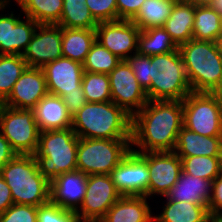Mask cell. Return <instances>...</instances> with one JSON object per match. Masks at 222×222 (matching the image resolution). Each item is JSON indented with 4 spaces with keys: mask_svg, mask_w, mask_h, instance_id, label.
<instances>
[{
    "mask_svg": "<svg viewBox=\"0 0 222 222\" xmlns=\"http://www.w3.org/2000/svg\"><path fill=\"white\" fill-rule=\"evenodd\" d=\"M183 127L182 101L149 100L132 117L131 149L136 153L174 151Z\"/></svg>",
    "mask_w": 222,
    "mask_h": 222,
    "instance_id": "1",
    "label": "cell"
},
{
    "mask_svg": "<svg viewBox=\"0 0 222 222\" xmlns=\"http://www.w3.org/2000/svg\"><path fill=\"white\" fill-rule=\"evenodd\" d=\"M79 138L131 139L132 116L113 101L87 102L72 116Z\"/></svg>",
    "mask_w": 222,
    "mask_h": 222,
    "instance_id": "2",
    "label": "cell"
},
{
    "mask_svg": "<svg viewBox=\"0 0 222 222\" xmlns=\"http://www.w3.org/2000/svg\"><path fill=\"white\" fill-rule=\"evenodd\" d=\"M0 175L10 187L14 204L38 207L50 201V181L38 171L33 155L17 154Z\"/></svg>",
    "mask_w": 222,
    "mask_h": 222,
    "instance_id": "3",
    "label": "cell"
},
{
    "mask_svg": "<svg viewBox=\"0 0 222 222\" xmlns=\"http://www.w3.org/2000/svg\"><path fill=\"white\" fill-rule=\"evenodd\" d=\"M79 137L72 128L41 131L33 154L38 171L50 182L63 173L77 170Z\"/></svg>",
    "mask_w": 222,
    "mask_h": 222,
    "instance_id": "4",
    "label": "cell"
},
{
    "mask_svg": "<svg viewBox=\"0 0 222 222\" xmlns=\"http://www.w3.org/2000/svg\"><path fill=\"white\" fill-rule=\"evenodd\" d=\"M178 49L192 92L211 93L222 75V54L218 42L191 39Z\"/></svg>",
    "mask_w": 222,
    "mask_h": 222,
    "instance_id": "5",
    "label": "cell"
},
{
    "mask_svg": "<svg viewBox=\"0 0 222 222\" xmlns=\"http://www.w3.org/2000/svg\"><path fill=\"white\" fill-rule=\"evenodd\" d=\"M150 100L183 101L192 92L181 53L151 56Z\"/></svg>",
    "mask_w": 222,
    "mask_h": 222,
    "instance_id": "6",
    "label": "cell"
},
{
    "mask_svg": "<svg viewBox=\"0 0 222 222\" xmlns=\"http://www.w3.org/2000/svg\"><path fill=\"white\" fill-rule=\"evenodd\" d=\"M131 149V139L79 138L77 170L87 176L110 175Z\"/></svg>",
    "mask_w": 222,
    "mask_h": 222,
    "instance_id": "7",
    "label": "cell"
},
{
    "mask_svg": "<svg viewBox=\"0 0 222 222\" xmlns=\"http://www.w3.org/2000/svg\"><path fill=\"white\" fill-rule=\"evenodd\" d=\"M182 106L185 128L202 136H222V103L212 93L191 92Z\"/></svg>",
    "mask_w": 222,
    "mask_h": 222,
    "instance_id": "8",
    "label": "cell"
},
{
    "mask_svg": "<svg viewBox=\"0 0 222 222\" xmlns=\"http://www.w3.org/2000/svg\"><path fill=\"white\" fill-rule=\"evenodd\" d=\"M0 132L17 154L33 155L36 152L40 131L33 109H15L1 104Z\"/></svg>",
    "mask_w": 222,
    "mask_h": 222,
    "instance_id": "9",
    "label": "cell"
},
{
    "mask_svg": "<svg viewBox=\"0 0 222 222\" xmlns=\"http://www.w3.org/2000/svg\"><path fill=\"white\" fill-rule=\"evenodd\" d=\"M120 197L110 175H88L86 193L76 213L84 222H99Z\"/></svg>",
    "mask_w": 222,
    "mask_h": 222,
    "instance_id": "10",
    "label": "cell"
},
{
    "mask_svg": "<svg viewBox=\"0 0 222 222\" xmlns=\"http://www.w3.org/2000/svg\"><path fill=\"white\" fill-rule=\"evenodd\" d=\"M110 176L121 196L148 197L149 170L147 152L136 153L132 150L111 171Z\"/></svg>",
    "mask_w": 222,
    "mask_h": 222,
    "instance_id": "11",
    "label": "cell"
},
{
    "mask_svg": "<svg viewBox=\"0 0 222 222\" xmlns=\"http://www.w3.org/2000/svg\"><path fill=\"white\" fill-rule=\"evenodd\" d=\"M110 79L111 101L124 109L132 117L149 101L126 60L108 74Z\"/></svg>",
    "mask_w": 222,
    "mask_h": 222,
    "instance_id": "12",
    "label": "cell"
},
{
    "mask_svg": "<svg viewBox=\"0 0 222 222\" xmlns=\"http://www.w3.org/2000/svg\"><path fill=\"white\" fill-rule=\"evenodd\" d=\"M140 29L131 20L99 22L95 28L96 41L121 60L137 53Z\"/></svg>",
    "mask_w": 222,
    "mask_h": 222,
    "instance_id": "13",
    "label": "cell"
},
{
    "mask_svg": "<svg viewBox=\"0 0 222 222\" xmlns=\"http://www.w3.org/2000/svg\"><path fill=\"white\" fill-rule=\"evenodd\" d=\"M22 56L28 67L37 68H43L51 61L63 57L62 27L57 24H39Z\"/></svg>",
    "mask_w": 222,
    "mask_h": 222,
    "instance_id": "14",
    "label": "cell"
},
{
    "mask_svg": "<svg viewBox=\"0 0 222 222\" xmlns=\"http://www.w3.org/2000/svg\"><path fill=\"white\" fill-rule=\"evenodd\" d=\"M149 170V198L154 194L165 196L182 172L181 158L174 151L147 152Z\"/></svg>",
    "mask_w": 222,
    "mask_h": 222,
    "instance_id": "15",
    "label": "cell"
},
{
    "mask_svg": "<svg viewBox=\"0 0 222 222\" xmlns=\"http://www.w3.org/2000/svg\"><path fill=\"white\" fill-rule=\"evenodd\" d=\"M8 2L10 0H1L0 10L5 9ZM19 18L13 12L9 16L0 15V54L23 55L26 51L39 24L29 17L26 21Z\"/></svg>",
    "mask_w": 222,
    "mask_h": 222,
    "instance_id": "16",
    "label": "cell"
},
{
    "mask_svg": "<svg viewBox=\"0 0 222 222\" xmlns=\"http://www.w3.org/2000/svg\"><path fill=\"white\" fill-rule=\"evenodd\" d=\"M47 94L43 69L27 67L13 85L10 95L1 104L15 109H33Z\"/></svg>",
    "mask_w": 222,
    "mask_h": 222,
    "instance_id": "17",
    "label": "cell"
},
{
    "mask_svg": "<svg viewBox=\"0 0 222 222\" xmlns=\"http://www.w3.org/2000/svg\"><path fill=\"white\" fill-rule=\"evenodd\" d=\"M42 69L49 94L61 97L63 94L79 92L84 73L81 63L61 57L46 64Z\"/></svg>",
    "mask_w": 222,
    "mask_h": 222,
    "instance_id": "18",
    "label": "cell"
},
{
    "mask_svg": "<svg viewBox=\"0 0 222 222\" xmlns=\"http://www.w3.org/2000/svg\"><path fill=\"white\" fill-rule=\"evenodd\" d=\"M87 178L79 170L63 173L50 182V200L61 208L78 211L86 193Z\"/></svg>",
    "mask_w": 222,
    "mask_h": 222,
    "instance_id": "19",
    "label": "cell"
},
{
    "mask_svg": "<svg viewBox=\"0 0 222 222\" xmlns=\"http://www.w3.org/2000/svg\"><path fill=\"white\" fill-rule=\"evenodd\" d=\"M33 111L40 132L72 128V116L60 96L48 93Z\"/></svg>",
    "mask_w": 222,
    "mask_h": 222,
    "instance_id": "20",
    "label": "cell"
},
{
    "mask_svg": "<svg viewBox=\"0 0 222 222\" xmlns=\"http://www.w3.org/2000/svg\"><path fill=\"white\" fill-rule=\"evenodd\" d=\"M212 196V182L181 172L179 179L165 195L171 201L191 202L209 207Z\"/></svg>",
    "mask_w": 222,
    "mask_h": 222,
    "instance_id": "21",
    "label": "cell"
},
{
    "mask_svg": "<svg viewBox=\"0 0 222 222\" xmlns=\"http://www.w3.org/2000/svg\"><path fill=\"white\" fill-rule=\"evenodd\" d=\"M174 152L179 157H222V136H202L183 126L178 134Z\"/></svg>",
    "mask_w": 222,
    "mask_h": 222,
    "instance_id": "22",
    "label": "cell"
},
{
    "mask_svg": "<svg viewBox=\"0 0 222 222\" xmlns=\"http://www.w3.org/2000/svg\"><path fill=\"white\" fill-rule=\"evenodd\" d=\"M146 196H121L99 222H154Z\"/></svg>",
    "mask_w": 222,
    "mask_h": 222,
    "instance_id": "23",
    "label": "cell"
},
{
    "mask_svg": "<svg viewBox=\"0 0 222 222\" xmlns=\"http://www.w3.org/2000/svg\"><path fill=\"white\" fill-rule=\"evenodd\" d=\"M195 6L183 0H177L163 28L179 47L193 39Z\"/></svg>",
    "mask_w": 222,
    "mask_h": 222,
    "instance_id": "24",
    "label": "cell"
},
{
    "mask_svg": "<svg viewBox=\"0 0 222 222\" xmlns=\"http://www.w3.org/2000/svg\"><path fill=\"white\" fill-rule=\"evenodd\" d=\"M95 40V29L62 27V55L83 64Z\"/></svg>",
    "mask_w": 222,
    "mask_h": 222,
    "instance_id": "25",
    "label": "cell"
},
{
    "mask_svg": "<svg viewBox=\"0 0 222 222\" xmlns=\"http://www.w3.org/2000/svg\"><path fill=\"white\" fill-rule=\"evenodd\" d=\"M154 222H212V219L205 206L167 198L163 212L154 216Z\"/></svg>",
    "mask_w": 222,
    "mask_h": 222,
    "instance_id": "26",
    "label": "cell"
},
{
    "mask_svg": "<svg viewBox=\"0 0 222 222\" xmlns=\"http://www.w3.org/2000/svg\"><path fill=\"white\" fill-rule=\"evenodd\" d=\"M178 48L163 27L144 29L139 33L137 53L140 55L154 56L171 53Z\"/></svg>",
    "mask_w": 222,
    "mask_h": 222,
    "instance_id": "27",
    "label": "cell"
},
{
    "mask_svg": "<svg viewBox=\"0 0 222 222\" xmlns=\"http://www.w3.org/2000/svg\"><path fill=\"white\" fill-rule=\"evenodd\" d=\"M177 0H145L131 20L140 30L163 27Z\"/></svg>",
    "mask_w": 222,
    "mask_h": 222,
    "instance_id": "28",
    "label": "cell"
},
{
    "mask_svg": "<svg viewBox=\"0 0 222 222\" xmlns=\"http://www.w3.org/2000/svg\"><path fill=\"white\" fill-rule=\"evenodd\" d=\"M222 17L211 6L195 7L193 39L218 42Z\"/></svg>",
    "mask_w": 222,
    "mask_h": 222,
    "instance_id": "29",
    "label": "cell"
},
{
    "mask_svg": "<svg viewBox=\"0 0 222 222\" xmlns=\"http://www.w3.org/2000/svg\"><path fill=\"white\" fill-rule=\"evenodd\" d=\"M26 17L38 24H58L62 15L63 0H15Z\"/></svg>",
    "mask_w": 222,
    "mask_h": 222,
    "instance_id": "30",
    "label": "cell"
},
{
    "mask_svg": "<svg viewBox=\"0 0 222 222\" xmlns=\"http://www.w3.org/2000/svg\"><path fill=\"white\" fill-rule=\"evenodd\" d=\"M86 0H63V9L57 25L65 28L95 29L98 22L91 15Z\"/></svg>",
    "mask_w": 222,
    "mask_h": 222,
    "instance_id": "31",
    "label": "cell"
},
{
    "mask_svg": "<svg viewBox=\"0 0 222 222\" xmlns=\"http://www.w3.org/2000/svg\"><path fill=\"white\" fill-rule=\"evenodd\" d=\"M27 67L22 55L0 54V103L10 95L13 85Z\"/></svg>",
    "mask_w": 222,
    "mask_h": 222,
    "instance_id": "32",
    "label": "cell"
},
{
    "mask_svg": "<svg viewBox=\"0 0 222 222\" xmlns=\"http://www.w3.org/2000/svg\"><path fill=\"white\" fill-rule=\"evenodd\" d=\"M182 171L199 178L213 181L222 172V157H180Z\"/></svg>",
    "mask_w": 222,
    "mask_h": 222,
    "instance_id": "33",
    "label": "cell"
},
{
    "mask_svg": "<svg viewBox=\"0 0 222 222\" xmlns=\"http://www.w3.org/2000/svg\"><path fill=\"white\" fill-rule=\"evenodd\" d=\"M120 62L121 59L95 40L82 65L84 71L109 74Z\"/></svg>",
    "mask_w": 222,
    "mask_h": 222,
    "instance_id": "34",
    "label": "cell"
},
{
    "mask_svg": "<svg viewBox=\"0 0 222 222\" xmlns=\"http://www.w3.org/2000/svg\"><path fill=\"white\" fill-rule=\"evenodd\" d=\"M87 102L111 101L109 75L84 71L81 81Z\"/></svg>",
    "mask_w": 222,
    "mask_h": 222,
    "instance_id": "35",
    "label": "cell"
},
{
    "mask_svg": "<svg viewBox=\"0 0 222 222\" xmlns=\"http://www.w3.org/2000/svg\"><path fill=\"white\" fill-rule=\"evenodd\" d=\"M126 61L130 65L132 72L134 73L140 86L144 89L147 94L148 100H150V67H151V56L140 55L135 53L130 55Z\"/></svg>",
    "mask_w": 222,
    "mask_h": 222,
    "instance_id": "36",
    "label": "cell"
},
{
    "mask_svg": "<svg viewBox=\"0 0 222 222\" xmlns=\"http://www.w3.org/2000/svg\"><path fill=\"white\" fill-rule=\"evenodd\" d=\"M85 3L98 23L117 21L116 0H86Z\"/></svg>",
    "mask_w": 222,
    "mask_h": 222,
    "instance_id": "37",
    "label": "cell"
},
{
    "mask_svg": "<svg viewBox=\"0 0 222 222\" xmlns=\"http://www.w3.org/2000/svg\"><path fill=\"white\" fill-rule=\"evenodd\" d=\"M37 206L13 204L0 214V222H37Z\"/></svg>",
    "mask_w": 222,
    "mask_h": 222,
    "instance_id": "38",
    "label": "cell"
},
{
    "mask_svg": "<svg viewBox=\"0 0 222 222\" xmlns=\"http://www.w3.org/2000/svg\"><path fill=\"white\" fill-rule=\"evenodd\" d=\"M222 172L212 181L208 211L212 220L222 219Z\"/></svg>",
    "mask_w": 222,
    "mask_h": 222,
    "instance_id": "39",
    "label": "cell"
},
{
    "mask_svg": "<svg viewBox=\"0 0 222 222\" xmlns=\"http://www.w3.org/2000/svg\"><path fill=\"white\" fill-rule=\"evenodd\" d=\"M145 0H116L117 20H132Z\"/></svg>",
    "mask_w": 222,
    "mask_h": 222,
    "instance_id": "40",
    "label": "cell"
},
{
    "mask_svg": "<svg viewBox=\"0 0 222 222\" xmlns=\"http://www.w3.org/2000/svg\"><path fill=\"white\" fill-rule=\"evenodd\" d=\"M61 98L67 107L68 113L71 116L75 115L87 103L81 85L79 86V92L63 94Z\"/></svg>",
    "mask_w": 222,
    "mask_h": 222,
    "instance_id": "41",
    "label": "cell"
},
{
    "mask_svg": "<svg viewBox=\"0 0 222 222\" xmlns=\"http://www.w3.org/2000/svg\"><path fill=\"white\" fill-rule=\"evenodd\" d=\"M54 222H84L76 211L61 208L54 203Z\"/></svg>",
    "mask_w": 222,
    "mask_h": 222,
    "instance_id": "42",
    "label": "cell"
},
{
    "mask_svg": "<svg viewBox=\"0 0 222 222\" xmlns=\"http://www.w3.org/2000/svg\"><path fill=\"white\" fill-rule=\"evenodd\" d=\"M13 204L14 202L10 187L0 175V214L4 213Z\"/></svg>",
    "mask_w": 222,
    "mask_h": 222,
    "instance_id": "43",
    "label": "cell"
},
{
    "mask_svg": "<svg viewBox=\"0 0 222 222\" xmlns=\"http://www.w3.org/2000/svg\"><path fill=\"white\" fill-rule=\"evenodd\" d=\"M17 153L12 149L10 143L0 132V170L1 168L13 159Z\"/></svg>",
    "mask_w": 222,
    "mask_h": 222,
    "instance_id": "44",
    "label": "cell"
},
{
    "mask_svg": "<svg viewBox=\"0 0 222 222\" xmlns=\"http://www.w3.org/2000/svg\"><path fill=\"white\" fill-rule=\"evenodd\" d=\"M37 222H54V203L51 200L38 206Z\"/></svg>",
    "mask_w": 222,
    "mask_h": 222,
    "instance_id": "45",
    "label": "cell"
},
{
    "mask_svg": "<svg viewBox=\"0 0 222 222\" xmlns=\"http://www.w3.org/2000/svg\"><path fill=\"white\" fill-rule=\"evenodd\" d=\"M183 1L197 7V6H211V4L215 0H183Z\"/></svg>",
    "mask_w": 222,
    "mask_h": 222,
    "instance_id": "46",
    "label": "cell"
},
{
    "mask_svg": "<svg viewBox=\"0 0 222 222\" xmlns=\"http://www.w3.org/2000/svg\"><path fill=\"white\" fill-rule=\"evenodd\" d=\"M211 93L215 97H217L222 103V75H221L218 85L215 87V89Z\"/></svg>",
    "mask_w": 222,
    "mask_h": 222,
    "instance_id": "47",
    "label": "cell"
},
{
    "mask_svg": "<svg viewBox=\"0 0 222 222\" xmlns=\"http://www.w3.org/2000/svg\"><path fill=\"white\" fill-rule=\"evenodd\" d=\"M211 7L222 17V0H215Z\"/></svg>",
    "mask_w": 222,
    "mask_h": 222,
    "instance_id": "48",
    "label": "cell"
},
{
    "mask_svg": "<svg viewBox=\"0 0 222 222\" xmlns=\"http://www.w3.org/2000/svg\"><path fill=\"white\" fill-rule=\"evenodd\" d=\"M218 44H219L220 51H221V54H222V36L219 38Z\"/></svg>",
    "mask_w": 222,
    "mask_h": 222,
    "instance_id": "49",
    "label": "cell"
},
{
    "mask_svg": "<svg viewBox=\"0 0 222 222\" xmlns=\"http://www.w3.org/2000/svg\"><path fill=\"white\" fill-rule=\"evenodd\" d=\"M212 222H222V219L212 220Z\"/></svg>",
    "mask_w": 222,
    "mask_h": 222,
    "instance_id": "50",
    "label": "cell"
}]
</instances>
